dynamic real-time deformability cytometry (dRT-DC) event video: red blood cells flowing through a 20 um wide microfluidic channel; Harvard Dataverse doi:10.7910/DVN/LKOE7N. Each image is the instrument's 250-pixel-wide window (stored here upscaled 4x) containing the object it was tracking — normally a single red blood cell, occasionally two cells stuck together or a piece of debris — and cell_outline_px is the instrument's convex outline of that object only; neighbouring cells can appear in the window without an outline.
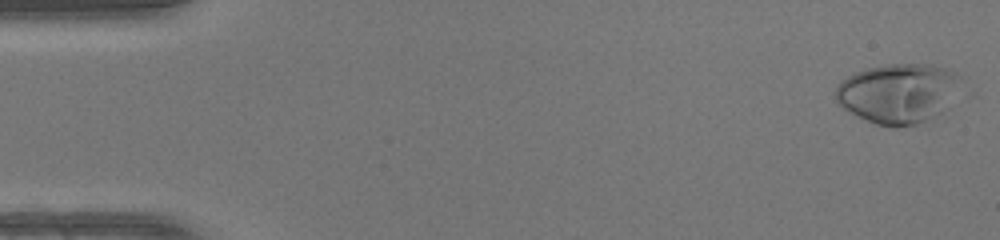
{"species": "human", "species_latin": "Homo sapiens", "temperature_condition": "warm", "stored_images_in_passage": 49, "camera_frame_rate_fps": 3000, "um_per_image_px": 0.085, "donor": {"sex": "female"}, "frame": {"image": 1, "passage_image": 2, "time_ms": 0.333, "image_size_px": [1000, 240], "cell_outline_px": [[960, 76], [948, 108], [916, 124], [896, 128], [876, 124], [844, 108], [836, 100], [836, 88], [848, 76], [856, 72], [868, 68], [884, 64], [932, 64], [948, 68], [956, 72]], "centroid_in_image_um": [76.35, 7.91], "position_along_channel_um": 8.7, "area_um2": 42.95}}
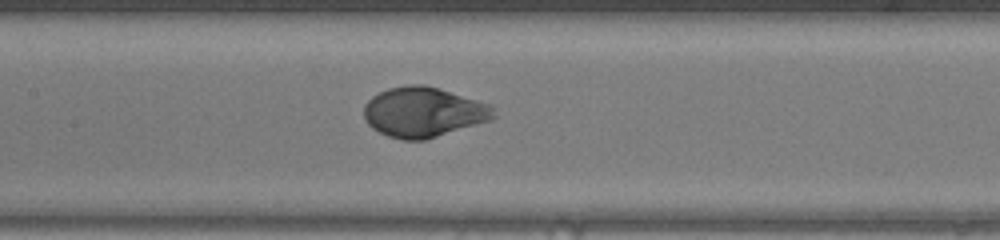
{"frame": {"image": 2, "passage_image": 24, "time_ms": 7.667, "image_size_px": [1000, 240], "cell_outline_px": [[496, 116], [492, 120], [424, 140], [404, 140], [388, 136], [372, 128], [364, 120], [364, 104], [372, 96], [388, 88], [408, 84], [424, 84], [492, 104]], "centroid_in_image_um": [36.0, 9.52], "position_along_channel_um": 171.4, "area_um2": 37.97}}
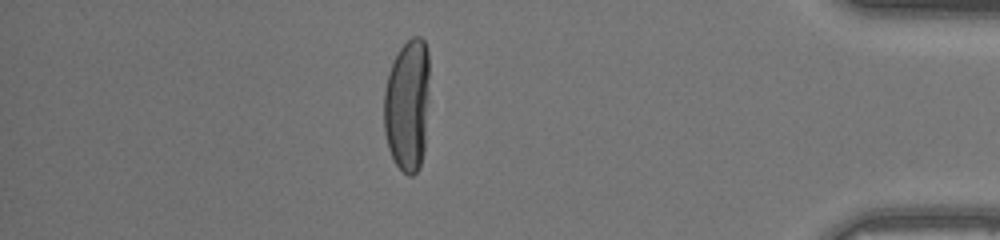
{"frame": {"image": 3, "passage_image": 43, "time_ms": 14.0, "image_size_px": [1000, 240], "cell_outline_px": [[428, 100], [424, 152], [420, 168], [412, 176], [408, 176], [396, 164], [388, 148], [384, 132], [384, 92], [388, 72], [400, 48], [412, 36], [420, 36], [424, 40], [428, 52]], "centroid_in_image_um": [34.63, 8.95], "position_along_channel_um": 400.6, "area_um2": 35.37}, "authors_computed_cell_mechanics": {"area_um2": 37.281, "velocity_mm_per_s": 4.283, "shape_relaxation_time_tau1_ms": 4.1795, "shape_relaxation_time_tau2_ms": null, "deformation_change_tau1": 0.2538, "deformation_change_tau2": null}}